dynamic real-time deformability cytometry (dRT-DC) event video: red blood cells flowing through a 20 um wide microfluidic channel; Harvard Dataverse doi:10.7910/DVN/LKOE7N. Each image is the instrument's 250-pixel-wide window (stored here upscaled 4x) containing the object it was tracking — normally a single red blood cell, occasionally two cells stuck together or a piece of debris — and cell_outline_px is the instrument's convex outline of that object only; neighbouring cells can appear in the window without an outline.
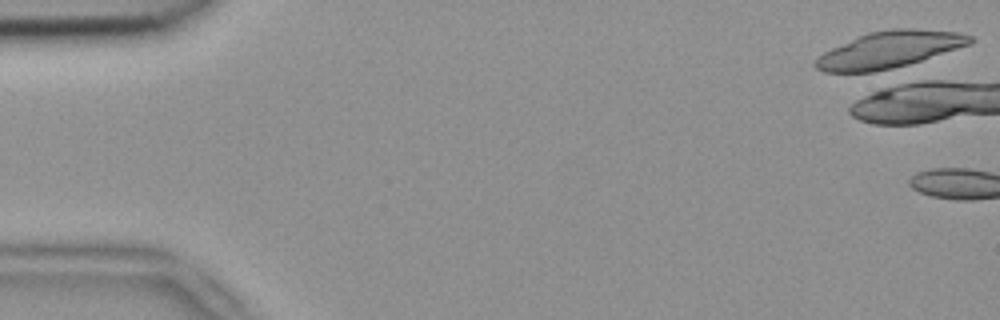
{"species": "common noctule bat (a hibernating species)", "species_latin": "Nyctalus noctula", "temperature_condition": "room temperature", "stored_images_in_passage": 1, "camera_frame_rate_fps": 3000, "um_per_image_px": 0.085, "animal": {"sex": "female", "body_mass_g": 18.4}, "frame": {"image": 1, "passage_image": 1, "time_ms": 0.0, "image_size_px": [1000, 320], "cell_outline_px": [[972, 44], [900, 68], [884, 72], [824, 72], [816, 68], [812, 64], [824, 52], [832, 48], [868, 32], [892, 28], [912, 28], [956, 32], [972, 36]], "centroid_in_image_um": [75.62, 4.24], "position_along_channel_um": 9.4, "area_um2": 33.35}}